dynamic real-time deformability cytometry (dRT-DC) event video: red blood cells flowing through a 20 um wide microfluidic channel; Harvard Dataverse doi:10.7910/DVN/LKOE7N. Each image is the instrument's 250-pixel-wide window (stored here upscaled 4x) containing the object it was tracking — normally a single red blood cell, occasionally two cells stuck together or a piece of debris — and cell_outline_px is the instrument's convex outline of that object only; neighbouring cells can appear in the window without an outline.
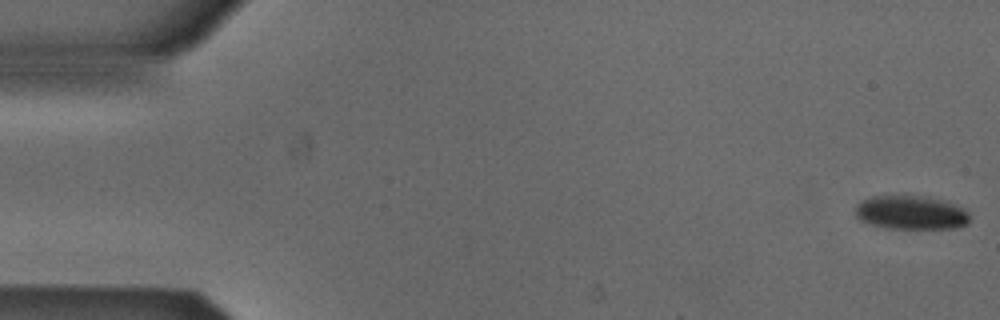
{"species": "Egyptian fruit bat (a non-hibernating species)", "species_latin": "Rousettus aegyptiacus", "temperature_condition": "cold", "stored_images_in_passage": 53, "camera_frame_rate_fps": 3000, "um_per_image_px": 0.085, "animal": {"sex": "male"}, "frame": {"image": 1, "passage_image": 1, "time_ms": 0.0, "image_size_px": [1000, 320], "cell_outline_px": [[968, 224], [956, 228], [884, 228], [860, 220], [856, 216], [856, 204], [860, 200], [872, 196], [928, 196], [944, 200], [956, 204], [964, 208], [968, 212]], "centroid_in_image_um": [77.44, 18.06], "position_along_channel_um": 7.6, "area_um2": 22.66}}
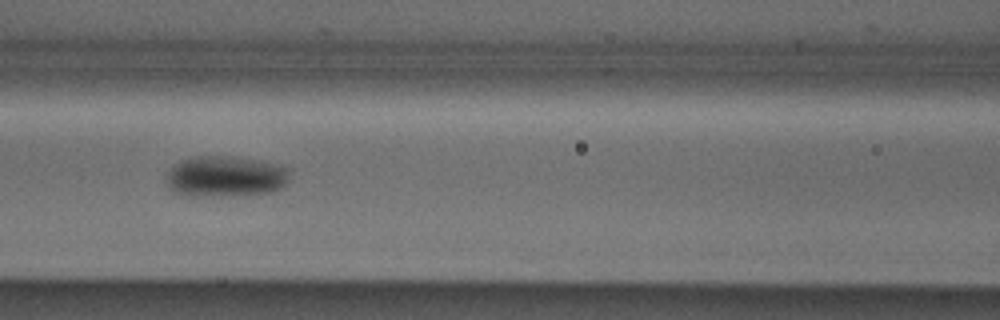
{"frame": {"image": 2, "passage_image": 23, "time_ms": 7.333, "image_size_px": [1000, 320], "cell_outline_px": [[288, 180], [280, 188], [272, 192], [220, 196], [188, 196], [168, 188], [164, 180], [168, 172], [180, 160], [192, 156], [224, 156], [256, 160], [284, 168], [288, 172]], "centroid_in_image_um": [19.07, 15.01], "position_along_channel_um": 147.5, "area_um2": 29.02}}
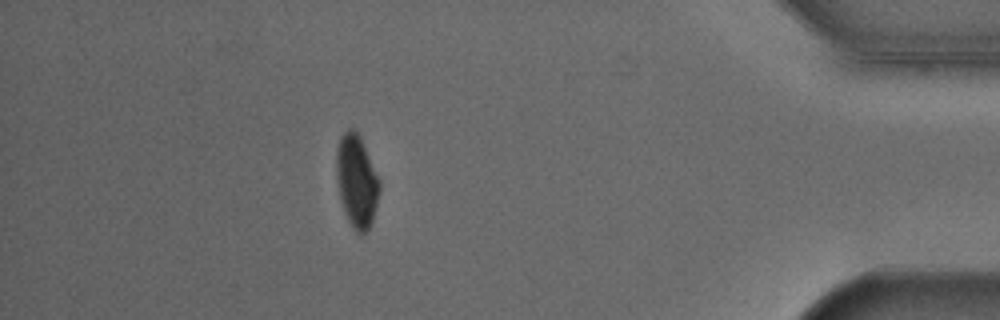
{"frame": {"image": 3, "passage_image": 47, "time_ms": 15.333, "image_size_px": [1000, 320], "cell_outline_px": [[380, 192], [372, 220], [368, 228], [364, 232], [356, 232], [352, 228], [344, 212], [340, 200], [336, 176], [336, 156], [340, 136], [348, 128], [352, 128], [360, 136], [380, 180]], "centroid_in_image_um": [30.3, 15.38], "position_along_channel_um": 404.9, "area_um2": 23.18}, "authors_computed_cell_mechanics": {"area_um2": 25.2586, "velocity_mm_per_s": 3.8584, "shape_relaxation_time_tau1_ms": 5.2191, "shape_relaxation_time_tau2_ms": null, "deformation_change_tau1": 0.1331, "deformation_change_tau2": null}}